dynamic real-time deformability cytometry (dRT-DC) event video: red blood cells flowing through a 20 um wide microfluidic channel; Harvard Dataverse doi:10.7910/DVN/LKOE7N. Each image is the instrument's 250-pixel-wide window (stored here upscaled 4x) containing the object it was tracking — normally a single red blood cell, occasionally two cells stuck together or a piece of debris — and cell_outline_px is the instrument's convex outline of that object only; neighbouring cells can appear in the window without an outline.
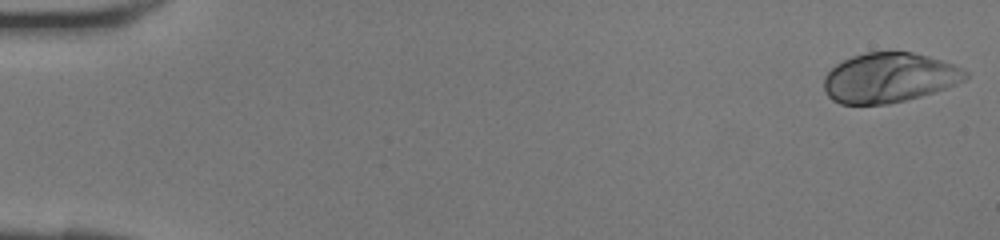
{"species": "human", "species_latin": "Homo sapiens", "temperature_condition": "room temperature", "stored_images_in_passage": 42, "camera_frame_rate_fps": 3000, "um_per_image_px": 0.085, "donor": {"sex": "female"}, "frame": {"image": 1, "passage_image": 1, "time_ms": 0.0, "image_size_px": [1000, 240], "cell_outline_px": [[968, 76], [964, 80], [956, 84], [920, 96], [888, 104], [840, 104], [832, 100], [824, 92], [824, 76], [836, 64], [852, 56], [864, 52], [912, 52], [928, 56], [952, 64], [968, 72]], "centroid_in_image_um": [75.54, 6.61], "position_along_channel_um": 9.5, "area_um2": 40.81}}
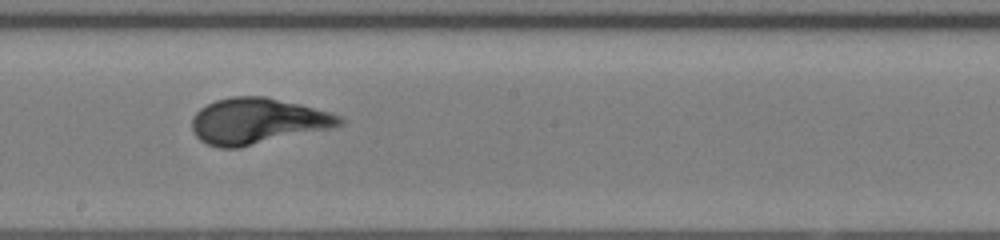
{"frame": {"image": 2, "passage_image": 24, "time_ms": 7.667, "image_size_px": [1000, 240], "cell_outline_px": [[344, 124], [332, 128], [240, 148], [220, 148], [208, 144], [200, 140], [196, 136], [192, 128], [192, 116], [200, 108], [216, 100], [232, 96], [264, 96], [300, 104], [328, 112], [340, 116], [344, 120]], "centroid_in_image_um": [21.87, 10.3], "position_along_channel_um": 226.3, "area_um2": 39.54}}
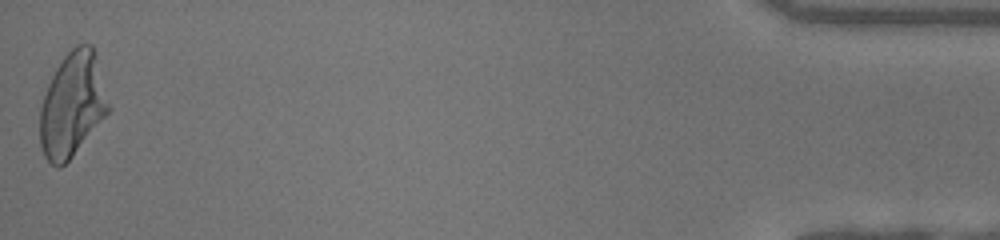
{"frame": {"image": 3, "passage_image": 42, "time_ms": 13.667, "image_size_px": [1000, 240], "cell_outline_px": [[112, 108], [72, 156], [60, 168], [56, 168], [44, 156], [40, 144], [40, 108], [48, 84], [56, 68], [64, 56], [76, 44], [92, 44]], "centroid_in_image_um": [6.16, 8.9], "position_along_channel_um": 429.0, "area_um2": 41.5}}